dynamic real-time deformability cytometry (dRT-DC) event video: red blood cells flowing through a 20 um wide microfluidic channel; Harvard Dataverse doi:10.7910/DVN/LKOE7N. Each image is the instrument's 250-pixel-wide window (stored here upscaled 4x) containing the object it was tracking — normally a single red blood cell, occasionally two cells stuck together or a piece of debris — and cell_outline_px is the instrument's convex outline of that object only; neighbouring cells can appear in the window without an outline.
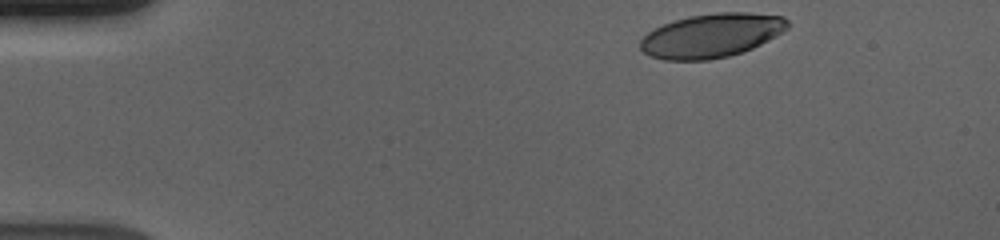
{"species": "human", "species_latin": "Homo sapiens", "temperature_condition": "cold", "stored_images_in_passage": 42, "camera_frame_rate_fps": 3000, "um_per_image_px": 0.085, "donor": {"sex": "male"}, "frame": {"image": 1, "passage_image": 1, "time_ms": 0.0, "image_size_px": [1000, 240], "cell_outline_px": [[788, 28], [776, 36], [752, 48], [728, 56], [708, 60], [664, 60], [648, 56], [640, 48], [640, 40], [648, 32], [672, 20], [688, 16], [716, 12], [748, 12], [784, 16], [788, 20]], "centroid_in_image_um": [60.47, 3.01], "position_along_channel_um": 24.5, "area_um2": 37.8}}
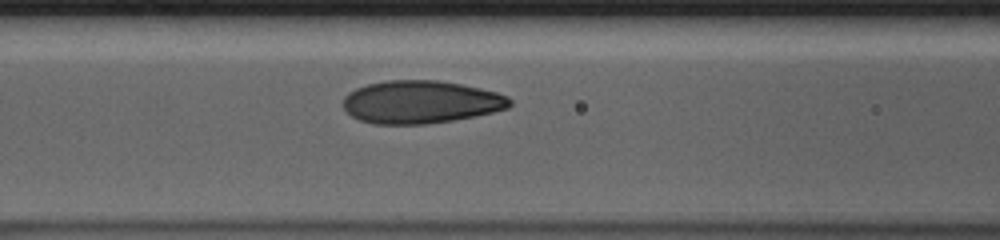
{"frame": {"image": 2, "passage_image": 17, "time_ms": 5.333, "image_size_px": [1000, 240], "cell_outline_px": [[512, 104], [508, 108], [476, 116], [428, 124], [372, 124], [360, 120], [352, 116], [344, 108], [344, 96], [348, 92], [356, 88], [368, 84], [388, 80], [436, 80], [460, 84], [480, 88], [496, 92], [508, 96], [512, 100]], "centroid_in_image_um": [35.77, 8.67], "position_along_channel_um": 130.8, "area_um2": 41.62}}
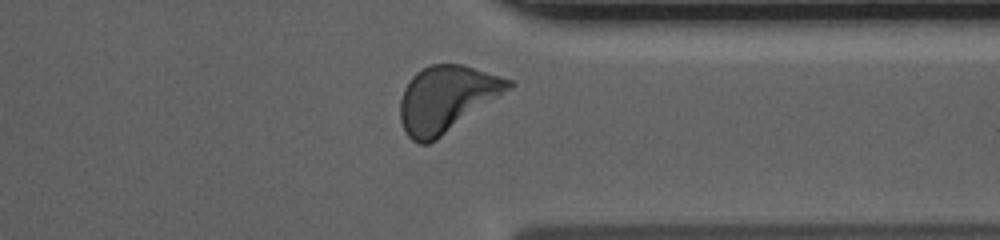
{"frame": {"image": 3, "passage_image": 37, "time_ms": 12.0, "image_size_px": [1000, 240], "cell_outline_px": [[516, 84], [512, 88], [436, 140], [428, 144], [420, 144], [412, 140], [404, 132], [400, 120], [400, 100], [404, 88], [408, 80], [416, 72], [432, 64], [464, 64], [512, 80]], "centroid_in_image_um": [37.94, 8.4], "position_along_channel_um": 373.5, "area_um2": 41.79}, "authors_computed_cell_mechanics": {"area_um2": 39.9976, "velocity_mm_per_s": 3.6708, "shape_relaxation_time_tau1_ms": 2.8055, "shape_relaxation_time_tau2_ms": null, "deformation_change_tau1": 0.152, "deformation_change_tau2": null}}